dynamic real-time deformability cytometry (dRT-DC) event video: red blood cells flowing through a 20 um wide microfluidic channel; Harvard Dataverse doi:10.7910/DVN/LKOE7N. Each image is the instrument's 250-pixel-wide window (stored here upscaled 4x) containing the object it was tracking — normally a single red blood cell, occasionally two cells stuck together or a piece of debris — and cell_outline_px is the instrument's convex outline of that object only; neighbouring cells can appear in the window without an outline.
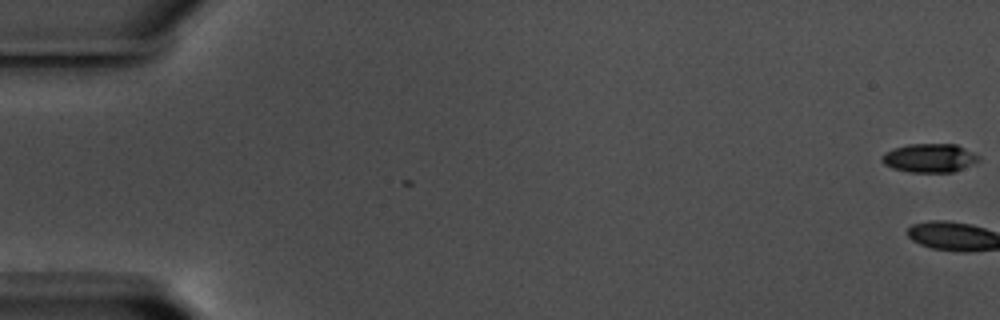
{"species": "common noctule bat (a hibernating species)", "species_latin": "Nyctalus noctula", "temperature_condition": "warm", "stored_images_in_passage": 4, "camera_frame_rate_fps": 3000, "um_per_image_px": 0.085, "animal": {"sex": "male", "body_mass_g": 17.5, "forearm_length_mm": 52.3}, "frame": {"image": 1, "passage_image": 4, "time_ms": 1.0, "image_size_px": [1000, 320], "cell_outline_px": [[980, 160], [972, 164], [952, 172], [908, 172], [892, 168], [884, 164], [880, 160], [880, 156], [884, 152], [892, 148], [908, 144], [956, 144], [980, 156]], "centroid_in_image_um": [78.95, 13.42], "position_along_channel_um": 6.0, "area_um2": 16.3}}